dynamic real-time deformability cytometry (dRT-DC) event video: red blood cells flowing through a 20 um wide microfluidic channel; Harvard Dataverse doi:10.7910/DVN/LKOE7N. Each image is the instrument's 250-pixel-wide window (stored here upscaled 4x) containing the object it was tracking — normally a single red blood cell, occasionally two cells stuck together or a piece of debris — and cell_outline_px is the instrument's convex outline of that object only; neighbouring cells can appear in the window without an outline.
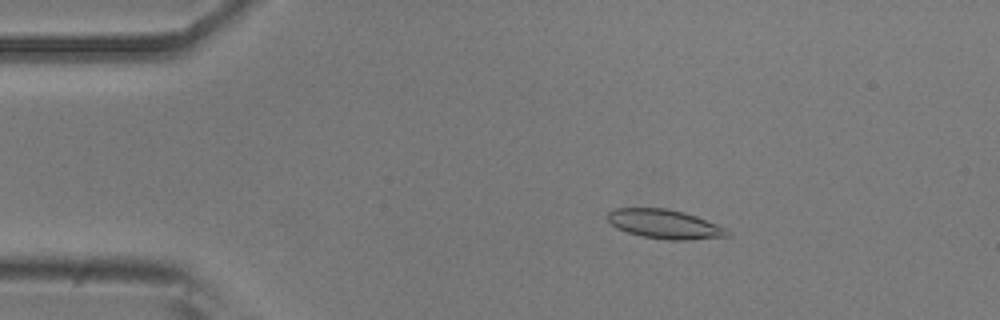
{"species": "common noctule bat (a hibernating species)", "species_latin": "Nyctalus noctula", "temperature_condition": "room temperature", "stored_images_in_passage": 52, "camera_frame_rate_fps": 3000, "um_per_image_px": 0.085, "animal": {"sex": "male", "body_mass_g": 20.5, "forearm_length_mm": 52.5}, "frame": {"image": 1, "passage_image": 9, "time_ms": 2.667, "image_size_px": [1000, 320], "cell_outline_px": [[732, 232], [728, 236], [688, 240], [668, 240], [640, 236], [616, 228], [604, 216], [612, 208], [668, 208], [684, 212], [696, 216], [728, 228]], "centroid_in_image_um": [56.49, 19.04], "position_along_channel_um": 28.5, "area_um2": 20.63}}
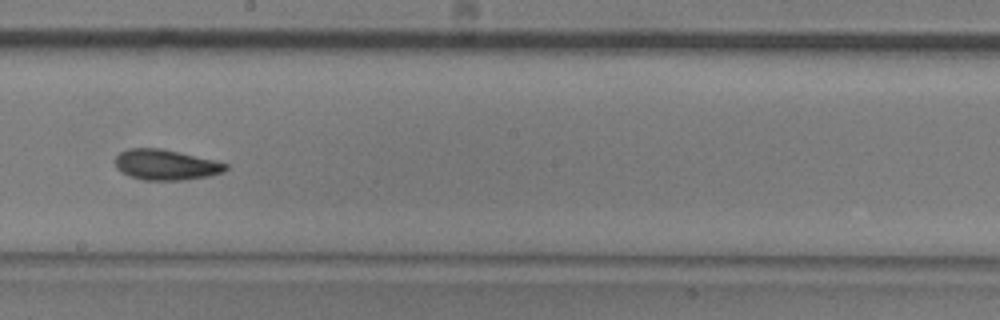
{"frame": {"image": 2, "passage_image": 29, "time_ms": 9.333, "image_size_px": [1000, 320], "cell_outline_px": [[228, 168], [224, 172], [208, 176], [180, 180], [144, 180], [128, 176], [120, 172], [116, 168], [116, 156], [120, 152], [128, 148], [160, 148], [212, 160], [228, 164]], "centroid_in_image_um": [14.05, 14.01], "position_along_channel_um": 234.1, "area_um2": 19.48}}
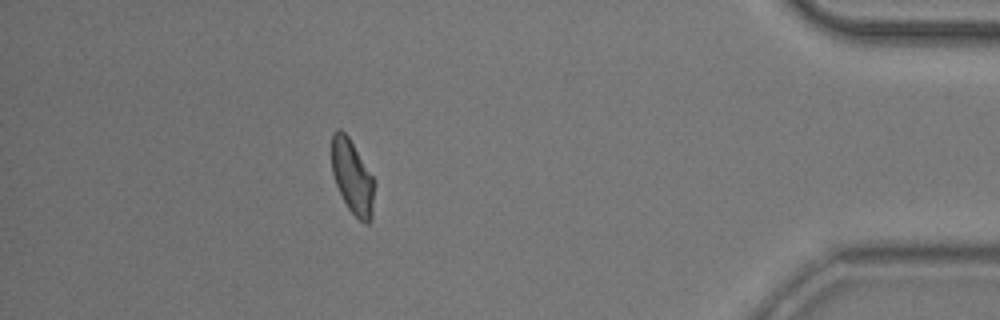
{"frame": {"image": 3, "passage_image": 46, "time_ms": 15.0, "image_size_px": [1000, 320], "cell_outline_px": [[376, 184], [372, 220], [368, 224], [364, 224], [348, 208], [336, 184], [332, 172], [332, 132], [336, 128], [340, 128], [348, 136], [372, 176]], "centroid_in_image_um": [29.97, 15.06], "position_along_channel_um": 405.2, "area_um2": 18.5}, "authors_computed_cell_mechanics": {"area_um2": 19.4497, "velocity_mm_per_s": 3.8729, "shape_relaxation_time_tau1_ms": 5.6455, "shape_relaxation_time_tau2_ms": 4.6644, "deformation_change_tau1": 0.1481, "deformation_change_tau2": 0.1077}}